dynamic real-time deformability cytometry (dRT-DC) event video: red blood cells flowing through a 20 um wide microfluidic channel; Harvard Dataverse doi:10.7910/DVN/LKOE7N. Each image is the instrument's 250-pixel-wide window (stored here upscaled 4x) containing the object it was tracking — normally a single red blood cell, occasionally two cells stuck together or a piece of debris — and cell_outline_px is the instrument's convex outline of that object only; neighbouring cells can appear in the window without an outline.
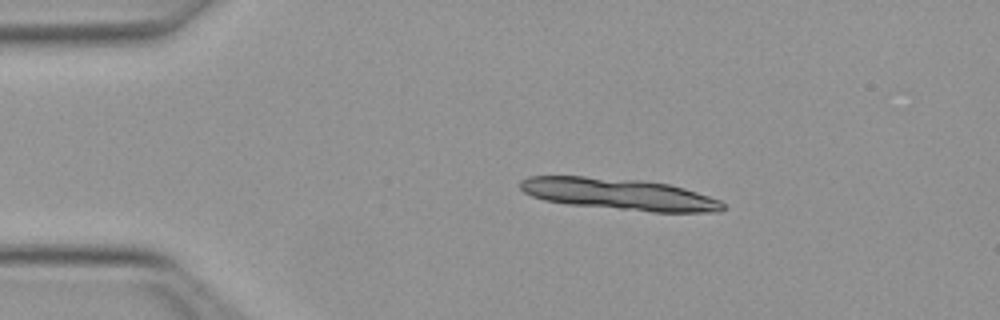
{"species": "Egyptian fruit bat (a non-hibernating species)", "species_latin": "Rousettus aegyptiacus", "temperature_condition": "warm", "stored_images_in_passage": 13, "camera_frame_rate_fps": 3000, "um_per_image_px": 0.085, "animal": {"sex": "female"}, "frame": {"image": 1, "passage_image": 8, "time_ms": 2.333, "image_size_px": [1000, 320], "cell_outline_px": [[724, 208], [720, 212], [652, 212], [568, 204], [544, 200], [532, 196], [524, 192], [520, 188], [520, 180], [528, 176], [584, 176], [640, 180], [668, 184], [684, 188], [720, 200], [724, 204]], "centroid_in_image_um": [52.61, 16.5], "position_along_channel_um": 32.4, "area_um2": 37.22}}